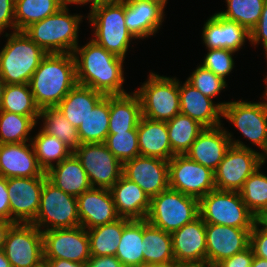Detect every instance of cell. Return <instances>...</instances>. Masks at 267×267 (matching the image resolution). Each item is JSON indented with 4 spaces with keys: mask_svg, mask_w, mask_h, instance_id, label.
I'll use <instances>...</instances> for the list:
<instances>
[{
    "mask_svg": "<svg viewBox=\"0 0 267 267\" xmlns=\"http://www.w3.org/2000/svg\"><path fill=\"white\" fill-rule=\"evenodd\" d=\"M77 84L90 87L106 95L126 94L123 84L124 58L108 52L90 39L73 51Z\"/></svg>",
    "mask_w": 267,
    "mask_h": 267,
    "instance_id": "1",
    "label": "cell"
},
{
    "mask_svg": "<svg viewBox=\"0 0 267 267\" xmlns=\"http://www.w3.org/2000/svg\"><path fill=\"white\" fill-rule=\"evenodd\" d=\"M77 84L72 53H50L33 73L29 86L36 105L56 107Z\"/></svg>",
    "mask_w": 267,
    "mask_h": 267,
    "instance_id": "2",
    "label": "cell"
},
{
    "mask_svg": "<svg viewBox=\"0 0 267 267\" xmlns=\"http://www.w3.org/2000/svg\"><path fill=\"white\" fill-rule=\"evenodd\" d=\"M6 44L0 50V77L6 84H29L47 53L24 31L5 32Z\"/></svg>",
    "mask_w": 267,
    "mask_h": 267,
    "instance_id": "3",
    "label": "cell"
},
{
    "mask_svg": "<svg viewBox=\"0 0 267 267\" xmlns=\"http://www.w3.org/2000/svg\"><path fill=\"white\" fill-rule=\"evenodd\" d=\"M84 16L70 14L68 6L28 26L25 34L47 54L73 53L79 43V28Z\"/></svg>",
    "mask_w": 267,
    "mask_h": 267,
    "instance_id": "4",
    "label": "cell"
},
{
    "mask_svg": "<svg viewBox=\"0 0 267 267\" xmlns=\"http://www.w3.org/2000/svg\"><path fill=\"white\" fill-rule=\"evenodd\" d=\"M86 17L93 31L91 39L108 52L125 59L131 42L135 40L125 24V1L100 2Z\"/></svg>",
    "mask_w": 267,
    "mask_h": 267,
    "instance_id": "5",
    "label": "cell"
},
{
    "mask_svg": "<svg viewBox=\"0 0 267 267\" xmlns=\"http://www.w3.org/2000/svg\"><path fill=\"white\" fill-rule=\"evenodd\" d=\"M148 79L134 90L141 101L142 116L167 122L180 113L179 79L150 72Z\"/></svg>",
    "mask_w": 267,
    "mask_h": 267,
    "instance_id": "6",
    "label": "cell"
},
{
    "mask_svg": "<svg viewBox=\"0 0 267 267\" xmlns=\"http://www.w3.org/2000/svg\"><path fill=\"white\" fill-rule=\"evenodd\" d=\"M198 216V199L168 188L151 198L146 220L154 227L173 233Z\"/></svg>",
    "mask_w": 267,
    "mask_h": 267,
    "instance_id": "7",
    "label": "cell"
},
{
    "mask_svg": "<svg viewBox=\"0 0 267 267\" xmlns=\"http://www.w3.org/2000/svg\"><path fill=\"white\" fill-rule=\"evenodd\" d=\"M199 216L205 224L237 228H253L257 222L237 191H210L199 200Z\"/></svg>",
    "mask_w": 267,
    "mask_h": 267,
    "instance_id": "8",
    "label": "cell"
},
{
    "mask_svg": "<svg viewBox=\"0 0 267 267\" xmlns=\"http://www.w3.org/2000/svg\"><path fill=\"white\" fill-rule=\"evenodd\" d=\"M31 223L41 232L80 226L77 197L65 193L46 177L40 207Z\"/></svg>",
    "mask_w": 267,
    "mask_h": 267,
    "instance_id": "9",
    "label": "cell"
},
{
    "mask_svg": "<svg viewBox=\"0 0 267 267\" xmlns=\"http://www.w3.org/2000/svg\"><path fill=\"white\" fill-rule=\"evenodd\" d=\"M226 133L231 146L214 172L215 186L217 190L239 192L244 182L261 167V164L256 150L239 139L234 140L232 133L227 129Z\"/></svg>",
    "mask_w": 267,
    "mask_h": 267,
    "instance_id": "10",
    "label": "cell"
},
{
    "mask_svg": "<svg viewBox=\"0 0 267 267\" xmlns=\"http://www.w3.org/2000/svg\"><path fill=\"white\" fill-rule=\"evenodd\" d=\"M91 187L110 189L122 176L123 164L104 143H82L74 150Z\"/></svg>",
    "mask_w": 267,
    "mask_h": 267,
    "instance_id": "11",
    "label": "cell"
},
{
    "mask_svg": "<svg viewBox=\"0 0 267 267\" xmlns=\"http://www.w3.org/2000/svg\"><path fill=\"white\" fill-rule=\"evenodd\" d=\"M169 188L200 200L216 189L211 169L191 160L187 155H175L168 163Z\"/></svg>",
    "mask_w": 267,
    "mask_h": 267,
    "instance_id": "12",
    "label": "cell"
},
{
    "mask_svg": "<svg viewBox=\"0 0 267 267\" xmlns=\"http://www.w3.org/2000/svg\"><path fill=\"white\" fill-rule=\"evenodd\" d=\"M3 251L11 267H34L44 260L43 233L32 223H14Z\"/></svg>",
    "mask_w": 267,
    "mask_h": 267,
    "instance_id": "13",
    "label": "cell"
},
{
    "mask_svg": "<svg viewBox=\"0 0 267 267\" xmlns=\"http://www.w3.org/2000/svg\"><path fill=\"white\" fill-rule=\"evenodd\" d=\"M262 97L264 101L261 102L242 99L228 101L222 114V118L232 123L252 145L260 149L267 134V97L264 94Z\"/></svg>",
    "mask_w": 267,
    "mask_h": 267,
    "instance_id": "14",
    "label": "cell"
},
{
    "mask_svg": "<svg viewBox=\"0 0 267 267\" xmlns=\"http://www.w3.org/2000/svg\"><path fill=\"white\" fill-rule=\"evenodd\" d=\"M43 233L44 259H64L87 263L90 245L87 230L82 226L53 229Z\"/></svg>",
    "mask_w": 267,
    "mask_h": 267,
    "instance_id": "15",
    "label": "cell"
},
{
    "mask_svg": "<svg viewBox=\"0 0 267 267\" xmlns=\"http://www.w3.org/2000/svg\"><path fill=\"white\" fill-rule=\"evenodd\" d=\"M45 178L12 177L7 179V190L10 198V221L31 223L36 218Z\"/></svg>",
    "mask_w": 267,
    "mask_h": 267,
    "instance_id": "16",
    "label": "cell"
},
{
    "mask_svg": "<svg viewBox=\"0 0 267 267\" xmlns=\"http://www.w3.org/2000/svg\"><path fill=\"white\" fill-rule=\"evenodd\" d=\"M168 163L155 157L137 156L123 163L122 175L151 199L169 188Z\"/></svg>",
    "mask_w": 267,
    "mask_h": 267,
    "instance_id": "17",
    "label": "cell"
},
{
    "mask_svg": "<svg viewBox=\"0 0 267 267\" xmlns=\"http://www.w3.org/2000/svg\"><path fill=\"white\" fill-rule=\"evenodd\" d=\"M252 229L206 224L207 264L215 267L248 248Z\"/></svg>",
    "mask_w": 267,
    "mask_h": 267,
    "instance_id": "18",
    "label": "cell"
},
{
    "mask_svg": "<svg viewBox=\"0 0 267 267\" xmlns=\"http://www.w3.org/2000/svg\"><path fill=\"white\" fill-rule=\"evenodd\" d=\"M171 238L176 263H207L206 224L200 216L171 233Z\"/></svg>",
    "mask_w": 267,
    "mask_h": 267,
    "instance_id": "19",
    "label": "cell"
},
{
    "mask_svg": "<svg viewBox=\"0 0 267 267\" xmlns=\"http://www.w3.org/2000/svg\"><path fill=\"white\" fill-rule=\"evenodd\" d=\"M77 201L80 226L86 230L120 218L109 189L91 187L78 196Z\"/></svg>",
    "mask_w": 267,
    "mask_h": 267,
    "instance_id": "20",
    "label": "cell"
},
{
    "mask_svg": "<svg viewBox=\"0 0 267 267\" xmlns=\"http://www.w3.org/2000/svg\"><path fill=\"white\" fill-rule=\"evenodd\" d=\"M202 44L206 49H228L240 51L246 41L250 42V32L235 21H230L218 13L210 16L203 25Z\"/></svg>",
    "mask_w": 267,
    "mask_h": 267,
    "instance_id": "21",
    "label": "cell"
},
{
    "mask_svg": "<svg viewBox=\"0 0 267 267\" xmlns=\"http://www.w3.org/2000/svg\"><path fill=\"white\" fill-rule=\"evenodd\" d=\"M180 113L198 121L205 128H215L222 124L223 107L228 102L216 104L212 98L203 95L199 90L185 81H179ZM215 102V103H214Z\"/></svg>",
    "mask_w": 267,
    "mask_h": 267,
    "instance_id": "22",
    "label": "cell"
},
{
    "mask_svg": "<svg viewBox=\"0 0 267 267\" xmlns=\"http://www.w3.org/2000/svg\"><path fill=\"white\" fill-rule=\"evenodd\" d=\"M0 176L46 177L40 168L32 142L0 144Z\"/></svg>",
    "mask_w": 267,
    "mask_h": 267,
    "instance_id": "23",
    "label": "cell"
},
{
    "mask_svg": "<svg viewBox=\"0 0 267 267\" xmlns=\"http://www.w3.org/2000/svg\"><path fill=\"white\" fill-rule=\"evenodd\" d=\"M165 8L148 0L125 1V24L128 31L137 39L155 36L162 27Z\"/></svg>",
    "mask_w": 267,
    "mask_h": 267,
    "instance_id": "24",
    "label": "cell"
},
{
    "mask_svg": "<svg viewBox=\"0 0 267 267\" xmlns=\"http://www.w3.org/2000/svg\"><path fill=\"white\" fill-rule=\"evenodd\" d=\"M230 146L223 125L204 128L185 155L215 172Z\"/></svg>",
    "mask_w": 267,
    "mask_h": 267,
    "instance_id": "25",
    "label": "cell"
},
{
    "mask_svg": "<svg viewBox=\"0 0 267 267\" xmlns=\"http://www.w3.org/2000/svg\"><path fill=\"white\" fill-rule=\"evenodd\" d=\"M109 190L120 218L146 219L151 199L135 182L122 175Z\"/></svg>",
    "mask_w": 267,
    "mask_h": 267,
    "instance_id": "26",
    "label": "cell"
},
{
    "mask_svg": "<svg viewBox=\"0 0 267 267\" xmlns=\"http://www.w3.org/2000/svg\"><path fill=\"white\" fill-rule=\"evenodd\" d=\"M137 134L140 156L166 161L175 156L171 149L166 122L142 116L137 126Z\"/></svg>",
    "mask_w": 267,
    "mask_h": 267,
    "instance_id": "27",
    "label": "cell"
},
{
    "mask_svg": "<svg viewBox=\"0 0 267 267\" xmlns=\"http://www.w3.org/2000/svg\"><path fill=\"white\" fill-rule=\"evenodd\" d=\"M46 177L59 189L75 197L91 188L87 173L74 153L48 170Z\"/></svg>",
    "mask_w": 267,
    "mask_h": 267,
    "instance_id": "28",
    "label": "cell"
},
{
    "mask_svg": "<svg viewBox=\"0 0 267 267\" xmlns=\"http://www.w3.org/2000/svg\"><path fill=\"white\" fill-rule=\"evenodd\" d=\"M141 117V101L135 91L109 95V133L133 130Z\"/></svg>",
    "mask_w": 267,
    "mask_h": 267,
    "instance_id": "29",
    "label": "cell"
},
{
    "mask_svg": "<svg viewBox=\"0 0 267 267\" xmlns=\"http://www.w3.org/2000/svg\"><path fill=\"white\" fill-rule=\"evenodd\" d=\"M104 96L103 93L90 87L76 84L56 108L78 129L81 122Z\"/></svg>",
    "mask_w": 267,
    "mask_h": 267,
    "instance_id": "30",
    "label": "cell"
},
{
    "mask_svg": "<svg viewBox=\"0 0 267 267\" xmlns=\"http://www.w3.org/2000/svg\"><path fill=\"white\" fill-rule=\"evenodd\" d=\"M144 265H167L175 262L171 233L154 227L143 219Z\"/></svg>",
    "mask_w": 267,
    "mask_h": 267,
    "instance_id": "31",
    "label": "cell"
},
{
    "mask_svg": "<svg viewBox=\"0 0 267 267\" xmlns=\"http://www.w3.org/2000/svg\"><path fill=\"white\" fill-rule=\"evenodd\" d=\"M143 220L123 218V232L115 256L124 267L144 266Z\"/></svg>",
    "mask_w": 267,
    "mask_h": 267,
    "instance_id": "32",
    "label": "cell"
},
{
    "mask_svg": "<svg viewBox=\"0 0 267 267\" xmlns=\"http://www.w3.org/2000/svg\"><path fill=\"white\" fill-rule=\"evenodd\" d=\"M169 141L174 155L186 154L205 128L188 115L178 113L166 122Z\"/></svg>",
    "mask_w": 267,
    "mask_h": 267,
    "instance_id": "33",
    "label": "cell"
},
{
    "mask_svg": "<svg viewBox=\"0 0 267 267\" xmlns=\"http://www.w3.org/2000/svg\"><path fill=\"white\" fill-rule=\"evenodd\" d=\"M77 130L80 144L105 142L109 133V95L94 106Z\"/></svg>",
    "mask_w": 267,
    "mask_h": 267,
    "instance_id": "34",
    "label": "cell"
},
{
    "mask_svg": "<svg viewBox=\"0 0 267 267\" xmlns=\"http://www.w3.org/2000/svg\"><path fill=\"white\" fill-rule=\"evenodd\" d=\"M31 142L37 162L45 173L73 153V150L64 142L46 134L41 129L32 137Z\"/></svg>",
    "mask_w": 267,
    "mask_h": 267,
    "instance_id": "35",
    "label": "cell"
},
{
    "mask_svg": "<svg viewBox=\"0 0 267 267\" xmlns=\"http://www.w3.org/2000/svg\"><path fill=\"white\" fill-rule=\"evenodd\" d=\"M63 6L62 0H15V31H24Z\"/></svg>",
    "mask_w": 267,
    "mask_h": 267,
    "instance_id": "36",
    "label": "cell"
},
{
    "mask_svg": "<svg viewBox=\"0 0 267 267\" xmlns=\"http://www.w3.org/2000/svg\"><path fill=\"white\" fill-rule=\"evenodd\" d=\"M123 232V218L87 230L91 256H115Z\"/></svg>",
    "mask_w": 267,
    "mask_h": 267,
    "instance_id": "37",
    "label": "cell"
},
{
    "mask_svg": "<svg viewBox=\"0 0 267 267\" xmlns=\"http://www.w3.org/2000/svg\"><path fill=\"white\" fill-rule=\"evenodd\" d=\"M38 121V117L0 111V144L30 142Z\"/></svg>",
    "mask_w": 267,
    "mask_h": 267,
    "instance_id": "38",
    "label": "cell"
},
{
    "mask_svg": "<svg viewBox=\"0 0 267 267\" xmlns=\"http://www.w3.org/2000/svg\"><path fill=\"white\" fill-rule=\"evenodd\" d=\"M38 119L43 122L40 127L43 132L57 137L72 150L80 144L77 128H75L56 107L40 109Z\"/></svg>",
    "mask_w": 267,
    "mask_h": 267,
    "instance_id": "39",
    "label": "cell"
},
{
    "mask_svg": "<svg viewBox=\"0 0 267 267\" xmlns=\"http://www.w3.org/2000/svg\"><path fill=\"white\" fill-rule=\"evenodd\" d=\"M0 111L29 117H39L40 114L29 84H6Z\"/></svg>",
    "mask_w": 267,
    "mask_h": 267,
    "instance_id": "40",
    "label": "cell"
},
{
    "mask_svg": "<svg viewBox=\"0 0 267 267\" xmlns=\"http://www.w3.org/2000/svg\"><path fill=\"white\" fill-rule=\"evenodd\" d=\"M266 0H225L227 9L218 12L223 18L235 21L249 32L258 23Z\"/></svg>",
    "mask_w": 267,
    "mask_h": 267,
    "instance_id": "41",
    "label": "cell"
},
{
    "mask_svg": "<svg viewBox=\"0 0 267 267\" xmlns=\"http://www.w3.org/2000/svg\"><path fill=\"white\" fill-rule=\"evenodd\" d=\"M261 168L248 177L239 191L242 201L256 218L267 209V175Z\"/></svg>",
    "mask_w": 267,
    "mask_h": 267,
    "instance_id": "42",
    "label": "cell"
},
{
    "mask_svg": "<svg viewBox=\"0 0 267 267\" xmlns=\"http://www.w3.org/2000/svg\"><path fill=\"white\" fill-rule=\"evenodd\" d=\"M104 144L122 164L140 156L137 128L125 132L108 133Z\"/></svg>",
    "mask_w": 267,
    "mask_h": 267,
    "instance_id": "43",
    "label": "cell"
},
{
    "mask_svg": "<svg viewBox=\"0 0 267 267\" xmlns=\"http://www.w3.org/2000/svg\"><path fill=\"white\" fill-rule=\"evenodd\" d=\"M189 84L199 90L203 95L210 98H214L224 91L227 86V82L215 75L212 71L205 69L200 64L190 74L186 80Z\"/></svg>",
    "mask_w": 267,
    "mask_h": 267,
    "instance_id": "44",
    "label": "cell"
},
{
    "mask_svg": "<svg viewBox=\"0 0 267 267\" xmlns=\"http://www.w3.org/2000/svg\"><path fill=\"white\" fill-rule=\"evenodd\" d=\"M207 51L200 65L227 81L226 77L235 67L233 56L236 52L228 49H207Z\"/></svg>",
    "mask_w": 267,
    "mask_h": 267,
    "instance_id": "45",
    "label": "cell"
},
{
    "mask_svg": "<svg viewBox=\"0 0 267 267\" xmlns=\"http://www.w3.org/2000/svg\"><path fill=\"white\" fill-rule=\"evenodd\" d=\"M254 256L267 260V229L262 227L258 222L250 231V245Z\"/></svg>",
    "mask_w": 267,
    "mask_h": 267,
    "instance_id": "46",
    "label": "cell"
},
{
    "mask_svg": "<svg viewBox=\"0 0 267 267\" xmlns=\"http://www.w3.org/2000/svg\"><path fill=\"white\" fill-rule=\"evenodd\" d=\"M262 43L265 58L267 57V0L258 23L250 31V44L254 47Z\"/></svg>",
    "mask_w": 267,
    "mask_h": 267,
    "instance_id": "47",
    "label": "cell"
},
{
    "mask_svg": "<svg viewBox=\"0 0 267 267\" xmlns=\"http://www.w3.org/2000/svg\"><path fill=\"white\" fill-rule=\"evenodd\" d=\"M7 28L15 31V0H0V35Z\"/></svg>",
    "mask_w": 267,
    "mask_h": 267,
    "instance_id": "48",
    "label": "cell"
},
{
    "mask_svg": "<svg viewBox=\"0 0 267 267\" xmlns=\"http://www.w3.org/2000/svg\"><path fill=\"white\" fill-rule=\"evenodd\" d=\"M254 258L252 248L249 246L244 251L235 254L234 256L224 259L215 267H251Z\"/></svg>",
    "mask_w": 267,
    "mask_h": 267,
    "instance_id": "49",
    "label": "cell"
},
{
    "mask_svg": "<svg viewBox=\"0 0 267 267\" xmlns=\"http://www.w3.org/2000/svg\"><path fill=\"white\" fill-rule=\"evenodd\" d=\"M0 217L10 220V198L7 190V178L0 176Z\"/></svg>",
    "mask_w": 267,
    "mask_h": 267,
    "instance_id": "50",
    "label": "cell"
},
{
    "mask_svg": "<svg viewBox=\"0 0 267 267\" xmlns=\"http://www.w3.org/2000/svg\"><path fill=\"white\" fill-rule=\"evenodd\" d=\"M86 267H124L116 256H90Z\"/></svg>",
    "mask_w": 267,
    "mask_h": 267,
    "instance_id": "51",
    "label": "cell"
},
{
    "mask_svg": "<svg viewBox=\"0 0 267 267\" xmlns=\"http://www.w3.org/2000/svg\"><path fill=\"white\" fill-rule=\"evenodd\" d=\"M49 267H86V263H78L64 259H44Z\"/></svg>",
    "mask_w": 267,
    "mask_h": 267,
    "instance_id": "52",
    "label": "cell"
},
{
    "mask_svg": "<svg viewBox=\"0 0 267 267\" xmlns=\"http://www.w3.org/2000/svg\"><path fill=\"white\" fill-rule=\"evenodd\" d=\"M13 224L14 222L0 217V249H3L7 233Z\"/></svg>",
    "mask_w": 267,
    "mask_h": 267,
    "instance_id": "53",
    "label": "cell"
},
{
    "mask_svg": "<svg viewBox=\"0 0 267 267\" xmlns=\"http://www.w3.org/2000/svg\"><path fill=\"white\" fill-rule=\"evenodd\" d=\"M63 5L64 6H68V5H87L90 4V9L94 6H96L97 4H99V0H62Z\"/></svg>",
    "mask_w": 267,
    "mask_h": 267,
    "instance_id": "54",
    "label": "cell"
},
{
    "mask_svg": "<svg viewBox=\"0 0 267 267\" xmlns=\"http://www.w3.org/2000/svg\"><path fill=\"white\" fill-rule=\"evenodd\" d=\"M261 151H262L261 153L260 151L258 152V155H259L260 164L262 166L265 164V162H267V134H266L264 145L261 148Z\"/></svg>",
    "mask_w": 267,
    "mask_h": 267,
    "instance_id": "55",
    "label": "cell"
},
{
    "mask_svg": "<svg viewBox=\"0 0 267 267\" xmlns=\"http://www.w3.org/2000/svg\"><path fill=\"white\" fill-rule=\"evenodd\" d=\"M251 267H267V260L254 256Z\"/></svg>",
    "mask_w": 267,
    "mask_h": 267,
    "instance_id": "56",
    "label": "cell"
},
{
    "mask_svg": "<svg viewBox=\"0 0 267 267\" xmlns=\"http://www.w3.org/2000/svg\"><path fill=\"white\" fill-rule=\"evenodd\" d=\"M257 222L267 229V209L257 218Z\"/></svg>",
    "mask_w": 267,
    "mask_h": 267,
    "instance_id": "57",
    "label": "cell"
},
{
    "mask_svg": "<svg viewBox=\"0 0 267 267\" xmlns=\"http://www.w3.org/2000/svg\"><path fill=\"white\" fill-rule=\"evenodd\" d=\"M0 267H11V264L6 258L3 249H0Z\"/></svg>",
    "mask_w": 267,
    "mask_h": 267,
    "instance_id": "58",
    "label": "cell"
},
{
    "mask_svg": "<svg viewBox=\"0 0 267 267\" xmlns=\"http://www.w3.org/2000/svg\"><path fill=\"white\" fill-rule=\"evenodd\" d=\"M142 267H182V264L173 262V263L167 264V265H160V266H157V265H144Z\"/></svg>",
    "mask_w": 267,
    "mask_h": 267,
    "instance_id": "59",
    "label": "cell"
},
{
    "mask_svg": "<svg viewBox=\"0 0 267 267\" xmlns=\"http://www.w3.org/2000/svg\"><path fill=\"white\" fill-rule=\"evenodd\" d=\"M6 83L4 80L0 77V106L3 100V93H4V88H5Z\"/></svg>",
    "mask_w": 267,
    "mask_h": 267,
    "instance_id": "60",
    "label": "cell"
},
{
    "mask_svg": "<svg viewBox=\"0 0 267 267\" xmlns=\"http://www.w3.org/2000/svg\"><path fill=\"white\" fill-rule=\"evenodd\" d=\"M182 267H214L210 264H192V265H184L182 264Z\"/></svg>",
    "mask_w": 267,
    "mask_h": 267,
    "instance_id": "61",
    "label": "cell"
},
{
    "mask_svg": "<svg viewBox=\"0 0 267 267\" xmlns=\"http://www.w3.org/2000/svg\"><path fill=\"white\" fill-rule=\"evenodd\" d=\"M148 1H154L159 3L161 6H163L164 8H166V5L168 3V0H148Z\"/></svg>",
    "mask_w": 267,
    "mask_h": 267,
    "instance_id": "62",
    "label": "cell"
},
{
    "mask_svg": "<svg viewBox=\"0 0 267 267\" xmlns=\"http://www.w3.org/2000/svg\"><path fill=\"white\" fill-rule=\"evenodd\" d=\"M34 267H49V265L46 260H42L39 264H37Z\"/></svg>",
    "mask_w": 267,
    "mask_h": 267,
    "instance_id": "63",
    "label": "cell"
},
{
    "mask_svg": "<svg viewBox=\"0 0 267 267\" xmlns=\"http://www.w3.org/2000/svg\"><path fill=\"white\" fill-rule=\"evenodd\" d=\"M126 0H99V3L100 2H124Z\"/></svg>",
    "mask_w": 267,
    "mask_h": 267,
    "instance_id": "64",
    "label": "cell"
},
{
    "mask_svg": "<svg viewBox=\"0 0 267 267\" xmlns=\"http://www.w3.org/2000/svg\"><path fill=\"white\" fill-rule=\"evenodd\" d=\"M266 59H267V57H266ZM264 81H265V84H266V86H265V90H264V95L267 97V76L263 79Z\"/></svg>",
    "mask_w": 267,
    "mask_h": 267,
    "instance_id": "65",
    "label": "cell"
}]
</instances>
